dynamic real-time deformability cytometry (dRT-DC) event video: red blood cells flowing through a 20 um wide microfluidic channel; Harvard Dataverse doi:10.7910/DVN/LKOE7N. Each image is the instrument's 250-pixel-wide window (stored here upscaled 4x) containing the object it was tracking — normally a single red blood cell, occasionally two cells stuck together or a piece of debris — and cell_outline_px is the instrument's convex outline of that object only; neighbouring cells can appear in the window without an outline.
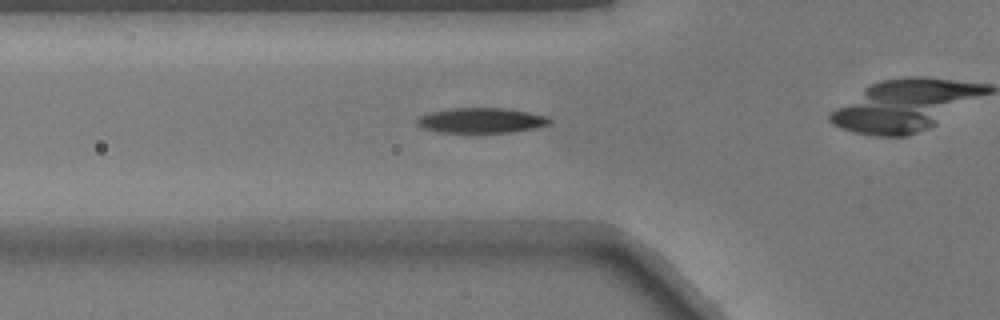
{"species": "common noctule bat (a hibernating species)", "species_latin": "Nyctalus noctula", "temperature_condition": "warm", "stored_images_in_passage": 41, "camera_frame_rate_fps": 3000, "um_per_image_px": 0.085, "animal": {"sex": "male", "body_mass_g": 17.9}, "frame": {"image": 1, "passage_image": 18, "time_ms": 5.667, "image_size_px": [1000, 320], "cell_outline_px": [[552, 124], [536, 128], [512, 132], [440, 132], [424, 128], [416, 124], [416, 120], [420, 116], [432, 112], [452, 108], [504, 108], [528, 112], [548, 116], [552, 120]], "centroid_in_image_um": [40.97, 10.23], "position_along_channel_um": 84.8, "area_um2": 19.36}}
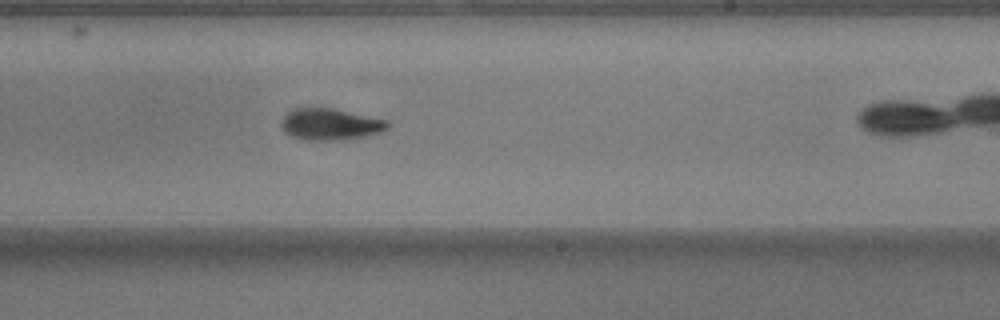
{"frame": {"image": 2, "passage_image": 31, "time_ms": 10.0, "image_size_px": [1000, 320], "cell_outline_px": [[392, 124], [388, 128], [380, 132], [364, 136], [344, 140], [304, 140], [292, 136], [284, 132], [280, 124], [284, 116], [292, 108], [332, 108], [388, 120]], "centroid_in_image_um": [28.08, 10.56], "position_along_channel_um": 260.9, "area_um2": 19.65}}
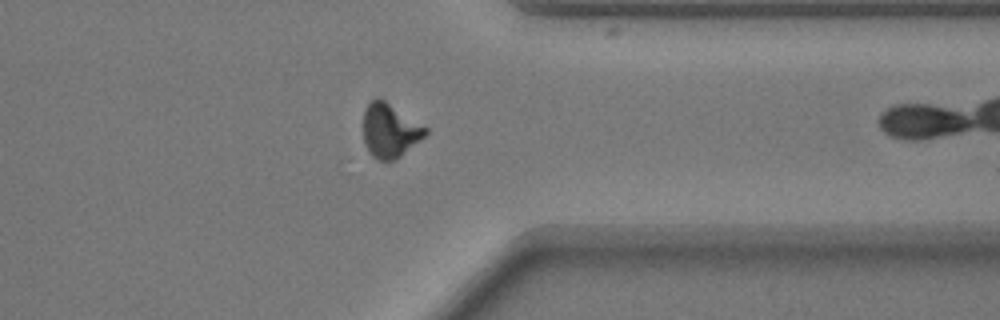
{"frame": {"image": 3, "passage_image": 40, "time_ms": 13.0, "image_size_px": [1000, 320], "cell_outline_px": [[428, 132], [424, 136], [396, 160], [376, 160], [368, 152], [364, 144], [364, 108], [376, 96], [384, 100], [428, 128]], "centroid_in_image_um": [33.11, 11.1], "position_along_channel_um": 378.3, "area_um2": 19.48}}